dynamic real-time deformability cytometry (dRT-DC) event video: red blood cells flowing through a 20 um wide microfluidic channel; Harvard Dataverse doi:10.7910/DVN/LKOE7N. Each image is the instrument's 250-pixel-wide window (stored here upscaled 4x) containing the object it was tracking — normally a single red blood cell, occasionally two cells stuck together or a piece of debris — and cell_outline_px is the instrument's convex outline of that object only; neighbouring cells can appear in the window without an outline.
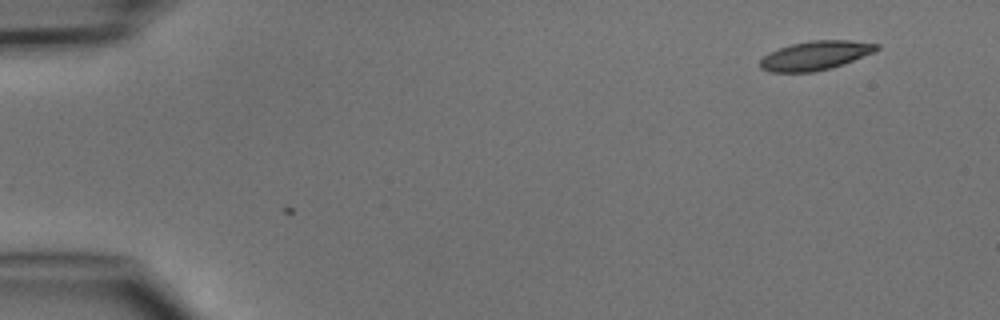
{"species": "common noctule bat (a hibernating species)", "species_latin": "Nyctalus noctula", "temperature_condition": "cold", "stored_images_in_passage": 2, "camera_frame_rate_fps": 3000, "um_per_image_px": 0.085, "animal": {"sex": "male", "body_mass_g": 15.6}, "frame": {"image": 1, "passage_image": 2, "time_ms": 1.333, "image_size_px": [1000, 320], "cell_outline_px": [[880, 48], [876, 52], [844, 64], [832, 68], [812, 72], [768, 72], [760, 68], [760, 60], [768, 52], [792, 44], [812, 40], [852, 40], [880, 44]], "centroid_in_image_um": [69.35, 4.72], "position_along_channel_um": 15.7, "area_um2": 19.94}}